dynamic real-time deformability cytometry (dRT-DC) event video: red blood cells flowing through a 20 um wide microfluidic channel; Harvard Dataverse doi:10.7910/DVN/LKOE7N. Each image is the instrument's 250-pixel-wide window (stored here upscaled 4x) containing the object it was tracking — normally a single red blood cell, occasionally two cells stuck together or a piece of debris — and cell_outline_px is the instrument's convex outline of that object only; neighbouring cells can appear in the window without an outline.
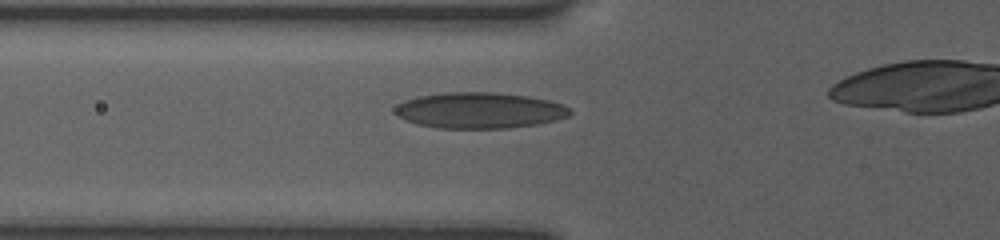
{"species": "human", "species_latin": "Homo sapiens", "temperature_condition": "room temperature", "stored_images_in_passage": 22, "camera_frame_rate_fps": 3000, "um_per_image_px": 0.085, "donor": {"sex": "female"}, "frame": {"image": 1, "passage_image": 10, "time_ms": 4.333, "image_size_px": [1000, 240], "cell_outline_px": [[572, 112], [568, 116], [556, 120], [536, 124], [508, 128], [436, 128], [416, 124], [404, 120], [396, 116], [396, 108], [404, 100], [416, 96], [444, 92], [492, 92], [528, 96], [548, 100], [564, 104]], "centroid_in_image_um": [40.74, 9.38], "position_along_channel_um": 85.1, "area_um2": 36.76}}
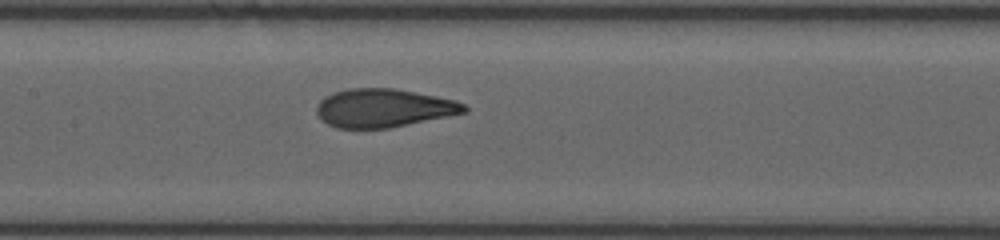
{"frame": {"image": 2, "passage_image": 15, "time_ms": 6.667, "image_size_px": [1000, 240], "cell_outline_px": [[468, 112], [388, 128], [336, 128], [328, 124], [316, 112], [316, 108], [320, 100], [324, 96], [332, 92], [348, 88], [392, 88], [436, 96], [456, 100], [464, 104], [468, 108]], "centroid_in_image_um": [32.6, 9.17], "position_along_channel_um": 174.8, "area_um2": 32.95}}
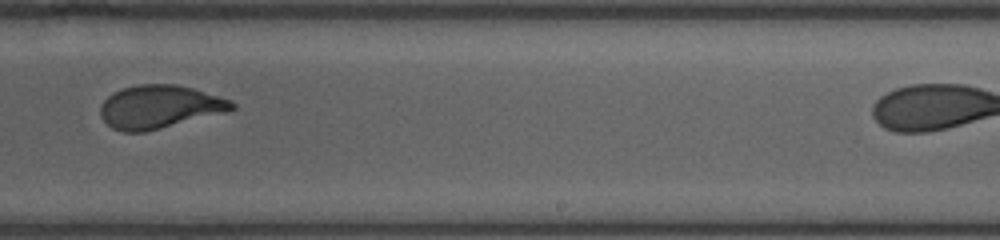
{"frame": {"image": 3, "passage_image": 20, "time_ms": 9.333, "image_size_px": [1000, 240], "cell_outline_px": [[236, 108], [228, 112], [144, 132], [124, 132], [112, 128], [100, 116], [100, 104], [112, 92], [124, 88], [140, 84], [176, 84], [192, 88], [232, 100], [236, 104]], "centroid_in_image_um": [13.57, 9.08], "position_along_channel_um": 275.4, "area_um2": 33.18}}